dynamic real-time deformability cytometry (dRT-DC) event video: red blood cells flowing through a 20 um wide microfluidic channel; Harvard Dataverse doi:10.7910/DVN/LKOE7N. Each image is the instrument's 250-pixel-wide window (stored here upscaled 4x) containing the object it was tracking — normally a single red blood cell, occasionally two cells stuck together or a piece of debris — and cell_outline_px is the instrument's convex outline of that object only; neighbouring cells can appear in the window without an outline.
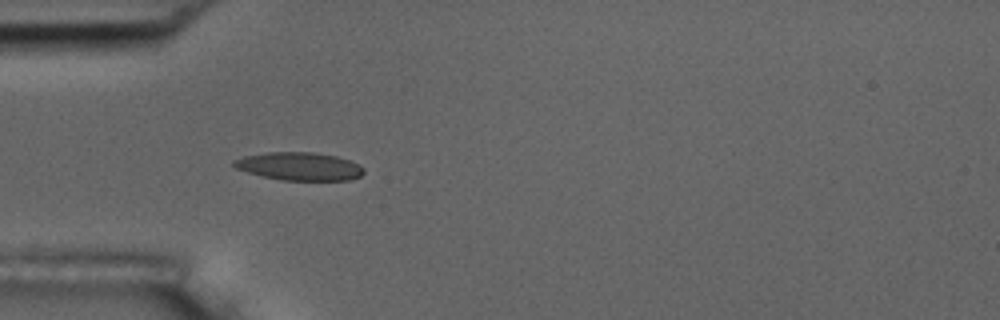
{"species": "common noctule bat (a hibernating species)", "species_latin": "Nyctalus noctula", "temperature_condition": "room temperature", "stored_images_in_passage": 40, "camera_frame_rate_fps": 3000, "um_per_image_px": 0.085, "animal": {"sex": "male", "body_mass_g": 17.5, "forearm_length_mm": 52.3}, "frame": {"image": 1, "passage_image": 1, "time_ms": 0.0, "image_size_px": [1000, 320], "cell_outline_px": [[364, 172], [360, 176], [348, 180], [284, 180], [264, 176], [248, 172], [236, 168], [232, 164], [232, 160], [244, 156], [268, 152], [312, 152], [336, 156], [360, 164], [364, 168]], "centroid_in_image_um": [25.45, 14.13], "position_along_channel_um": 59.5, "area_um2": 21.1}}
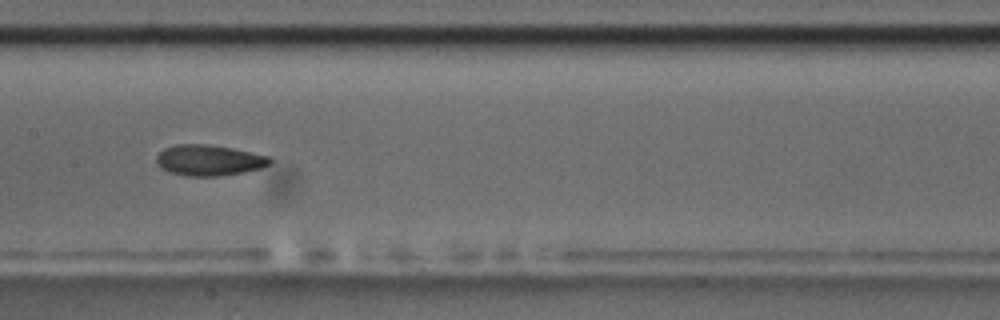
{"frame": {"image": 2, "passage_image": 12, "time_ms": 3.667, "image_size_px": [1000, 320], "cell_outline_px": [[272, 160], [268, 164], [260, 168], [244, 172], [216, 176], [184, 176], [168, 172], [160, 168], [156, 164], [156, 156], [164, 148], [176, 144], [208, 144], [232, 148], [268, 156]], "centroid_in_image_um": [17.7, 13.62], "position_along_channel_um": 189.7, "area_um2": 20.4}}
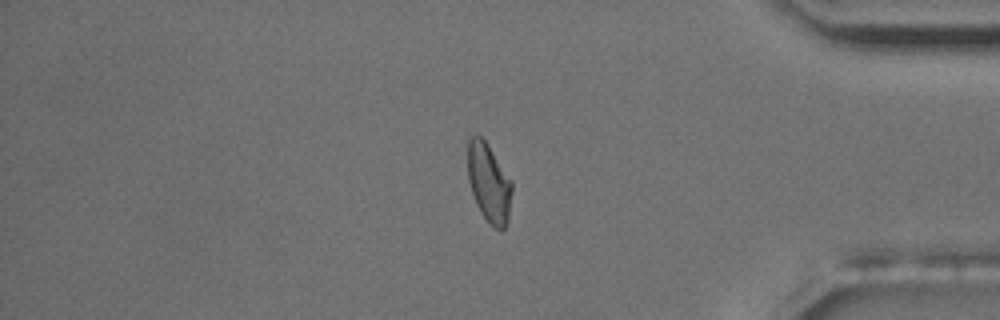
{"frame": {"image": 3, "passage_image": 31, "time_ms": 10.0, "image_size_px": [1000, 320], "cell_outline_px": [[512, 192], [508, 220], [504, 228], [496, 228], [480, 212], [476, 204], [468, 180], [468, 140], [472, 136], [480, 136], [484, 140], [512, 180]], "centroid_in_image_um": [41.56, 15.53], "position_along_channel_um": 393.6, "area_um2": 19.94}, "authors_computed_cell_mechanics": {"area_um2": 20.1433, "velocity_mm_per_s": 3.6378, "shape_relaxation_time_tau1_ms": 4.6589, "shape_relaxation_time_tau2_ms": 1.818, "deformation_change_tau1": 0.1658, "deformation_change_tau2": 0.0728}}